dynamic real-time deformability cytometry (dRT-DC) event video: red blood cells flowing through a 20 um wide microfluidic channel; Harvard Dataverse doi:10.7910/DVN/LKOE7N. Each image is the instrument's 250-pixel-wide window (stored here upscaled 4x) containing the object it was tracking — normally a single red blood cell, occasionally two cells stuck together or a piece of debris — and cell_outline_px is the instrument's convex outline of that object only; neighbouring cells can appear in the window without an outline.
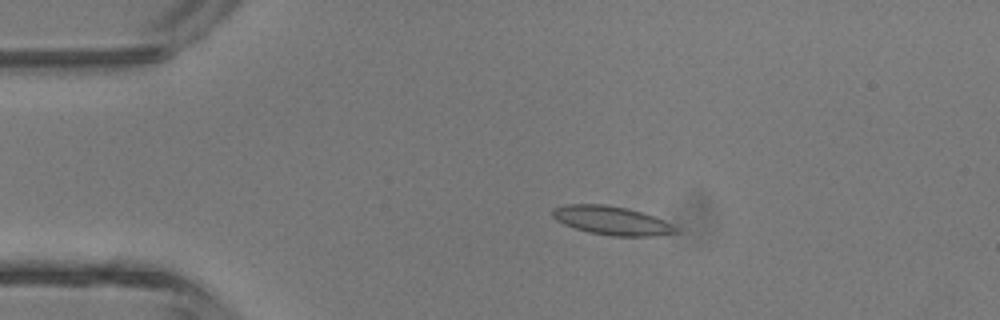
{"species": "common noctule bat (a hibernating species)", "species_latin": "Nyctalus noctula", "temperature_condition": "room temperature", "stored_images_in_passage": 4, "camera_frame_rate_fps": 3000, "um_per_image_px": 0.085, "animal": {"sex": "male", "body_mass_g": 13.3}, "frame": {"image": 1, "passage_image": 2, "time_ms": 1.333, "image_size_px": [1000, 320], "cell_outline_px": [[676, 232], [652, 236], [612, 236], [588, 232], [564, 224], [556, 220], [552, 216], [552, 208], [568, 204], [604, 204], [628, 208], [664, 220], [672, 224], [676, 228]], "centroid_in_image_um": [51.95, 18.74], "position_along_channel_um": 33.1, "area_um2": 20.4}}
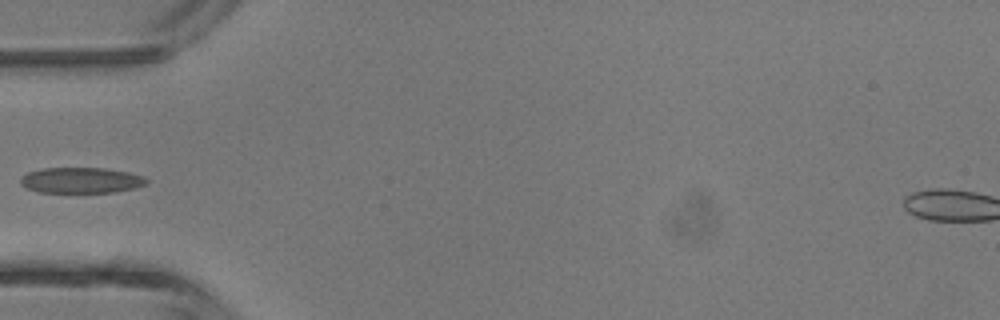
{"frame": {"image": 2, "passage_image": 4, "time_ms": 3.333, "image_size_px": [1000, 320], "cell_outline_px": [[148, 184], [136, 188], [116, 192], [40, 192], [24, 188], [20, 184], [20, 176], [28, 172], [40, 168], [104, 168], [128, 172], [144, 176], [148, 180]], "centroid_in_image_um": [6.89, 15.32], "position_along_channel_um": 78.1, "area_um2": 19.13}}